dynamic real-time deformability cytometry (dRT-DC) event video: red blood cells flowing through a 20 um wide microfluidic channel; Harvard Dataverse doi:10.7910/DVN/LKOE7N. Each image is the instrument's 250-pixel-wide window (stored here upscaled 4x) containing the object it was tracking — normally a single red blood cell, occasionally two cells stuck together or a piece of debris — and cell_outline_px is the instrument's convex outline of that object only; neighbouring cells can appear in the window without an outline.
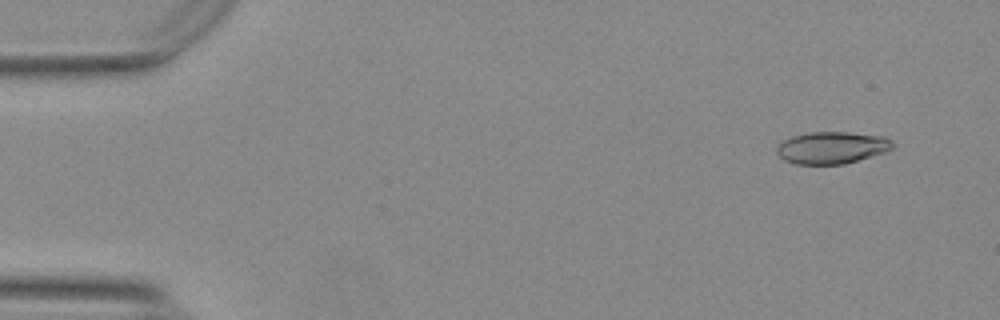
{"species": "Egyptian fruit bat (a non-hibernating species)", "species_latin": "Rousettus aegyptiacus", "temperature_condition": "warm", "stored_images_in_passage": 52, "camera_frame_rate_fps": 3000, "um_per_image_px": 0.085, "animal": {"sex": "female"}, "frame": {"image": 1, "passage_image": 4, "time_ms": 1.0, "image_size_px": [1000, 320], "cell_outline_px": [[896, 144], [892, 148], [884, 152], [844, 164], [796, 164], [784, 160], [776, 152], [776, 148], [784, 140], [792, 136], [812, 132], [848, 132], [884, 136], [892, 140]], "centroid_in_image_um": [70.72, 12.55], "position_along_channel_um": 14.3, "area_um2": 21.56}}
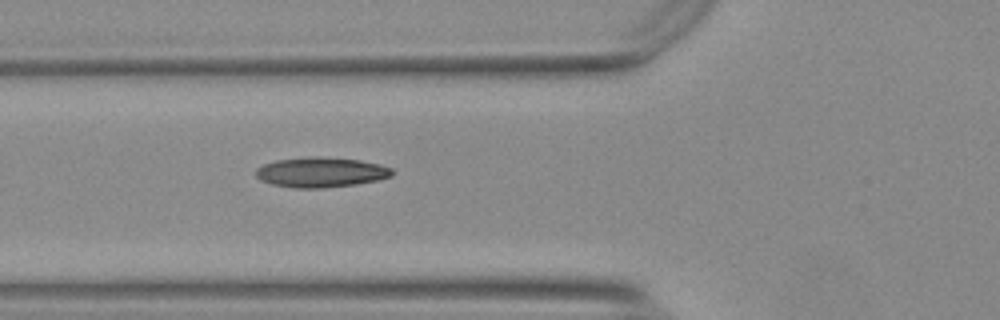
{"frame": {"image": 2, "passage_image": 20, "time_ms": 6.333, "image_size_px": [1000, 320], "cell_outline_px": [[392, 176], [376, 180], [356, 184], [320, 188], [292, 188], [272, 184], [260, 180], [256, 176], [256, 168], [264, 164], [276, 160], [308, 156], [320, 156], [360, 160], [380, 164], [392, 168]], "centroid_in_image_um": [27.26, 14.63], "position_along_channel_um": 98.5, "area_um2": 23.93}}
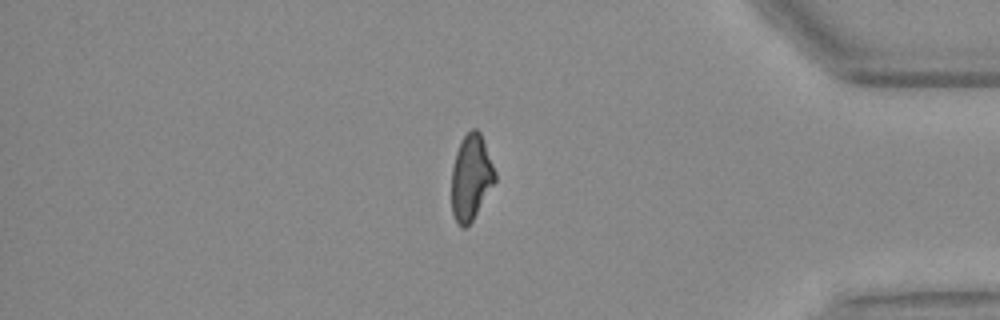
{"frame": {"image": 3, "passage_image": 46, "time_ms": 15.0, "image_size_px": [1000, 320], "cell_outline_px": [[496, 180], [472, 220], [464, 228], [460, 228], [452, 212], [452, 168], [456, 152], [460, 140], [472, 128], [476, 128], [480, 132], [496, 172]], "centroid_in_image_um": [40.03, 15.06], "position_along_channel_um": 395.2, "area_um2": 21.44}, "authors_computed_cell_mechanics": {"area_um2": 22.1374, "velocity_mm_per_s": 3.7594, "shape_relaxation_time_tau1_ms": 7.891, "shape_relaxation_time_tau2_ms": 1.8772, "deformation_change_tau1": 0.2299, "deformation_change_tau2": 0.0841}}